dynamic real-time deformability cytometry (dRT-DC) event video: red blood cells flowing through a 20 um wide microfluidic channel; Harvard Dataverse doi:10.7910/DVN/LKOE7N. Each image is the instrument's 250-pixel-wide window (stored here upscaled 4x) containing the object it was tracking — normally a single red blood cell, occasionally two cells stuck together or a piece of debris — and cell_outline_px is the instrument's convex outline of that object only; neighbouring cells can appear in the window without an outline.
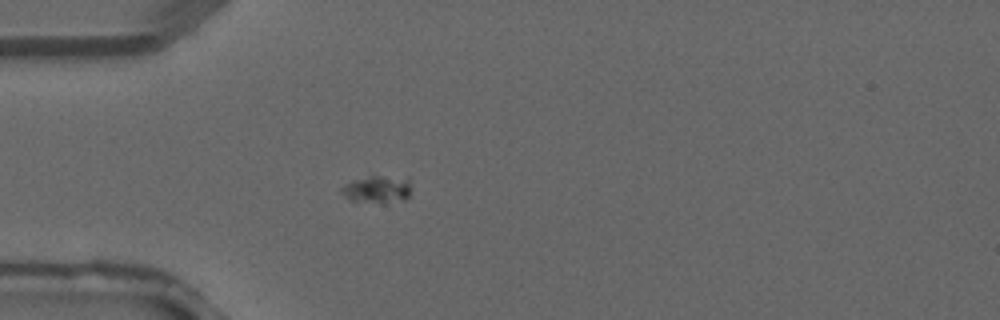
{"species": "common noctule bat (a hibernating species)", "species_latin": "Nyctalus noctula", "temperature_condition": "warm", "stored_images_in_passage": 3, "camera_frame_rate_fps": 3000, "um_per_image_px": 0.085, "animal": {"sex": "male", "forearm_length_mm": 52.5}, "frame": {"image": 1, "passage_image": 3, "time_ms": 0.667, "image_size_px": [1000, 320], "cell_outline_px": [[408, 196], [404, 200], [384, 204], [348, 200], [340, 192], [340, 188], [344, 184], [352, 180], [368, 176], [408, 176]], "centroid_in_image_um": [32.02, 16.1], "position_along_channel_um": 53.0, "area_um2": 11.44}}